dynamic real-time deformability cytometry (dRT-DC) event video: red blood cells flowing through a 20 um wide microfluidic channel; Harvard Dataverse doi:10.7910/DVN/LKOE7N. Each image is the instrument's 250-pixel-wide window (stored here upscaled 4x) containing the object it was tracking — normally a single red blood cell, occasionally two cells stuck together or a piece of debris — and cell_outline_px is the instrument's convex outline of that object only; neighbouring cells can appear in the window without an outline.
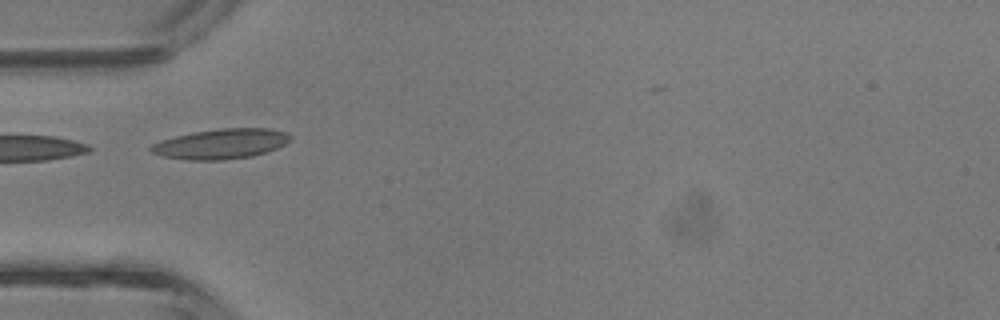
{"species": "common noctule bat (a hibernating species)", "species_latin": "Nyctalus noctula", "temperature_condition": "room temperature", "stored_images_in_passage": 2, "camera_frame_rate_fps": 3000, "um_per_image_px": 0.085, "animal": {"sex": "male", "body_mass_g": 13.3}, "frame": {"image": 1, "passage_image": 2, "time_ms": 0.333, "image_size_px": [1000, 320], "cell_outline_px": [[292, 136], [284, 144], [276, 148], [252, 156], [224, 160], [188, 160], [164, 156], [152, 152], [148, 148], [152, 144], [176, 136], [192, 132], [220, 128], [268, 128], [284, 132]], "centroid_in_image_um": [18.77, 12.22], "position_along_channel_um": 66.2, "area_um2": 24.1}}